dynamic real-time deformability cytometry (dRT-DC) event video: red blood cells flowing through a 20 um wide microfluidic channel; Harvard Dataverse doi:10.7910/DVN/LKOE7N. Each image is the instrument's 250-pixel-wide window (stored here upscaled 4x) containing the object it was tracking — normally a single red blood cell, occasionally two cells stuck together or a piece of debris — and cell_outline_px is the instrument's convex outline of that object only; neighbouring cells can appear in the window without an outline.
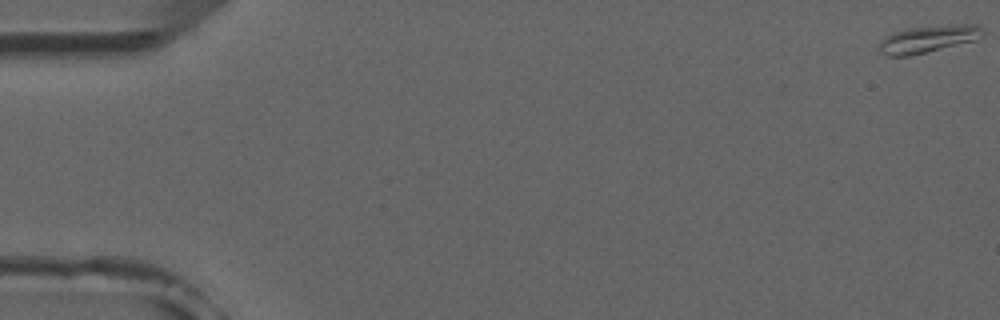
{"species": "common noctule bat (a hibernating species)", "species_latin": "Nyctalus noctula", "temperature_condition": "room temperature", "stored_images_in_passage": 7, "camera_frame_rate_fps": 3000, "um_per_image_px": 0.085, "animal": {"sex": "male", "forearm_length_mm": 52.5}, "frame": {"image": 1, "passage_image": 1, "time_ms": 0.0, "image_size_px": [1000, 320], "cell_outline_px": [[984, 32], [972, 40], [908, 56], [888, 56], [880, 52], [880, 40], [884, 36], [908, 28], [960, 24], [976, 24], [984, 28]], "centroid_in_image_um": [78.84, 3.3], "position_along_channel_um": 6.2, "area_um2": 15.84}}
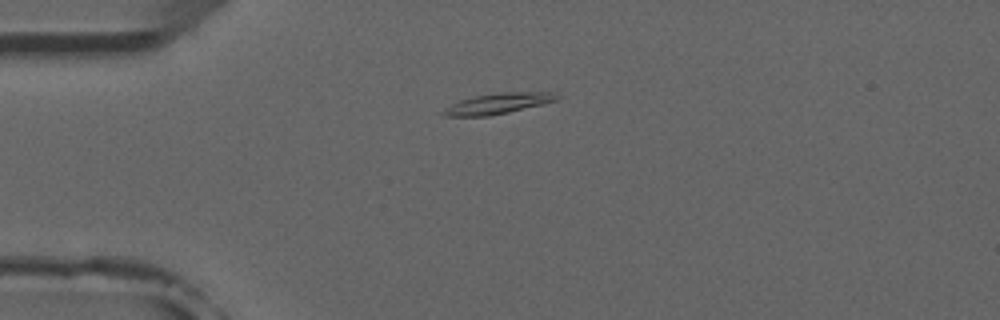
{"frame": {"image": 2, "passage_image": 4, "time_ms": 4.333, "image_size_px": [1000, 320], "cell_outline_px": [[560, 96], [556, 100], [508, 112], [488, 116], [444, 116], [440, 112], [444, 108], [460, 100], [476, 96], [500, 92], [552, 92]], "centroid_in_image_um": [42.28, 8.8], "position_along_channel_um": 42.7, "area_um2": 13.41}}
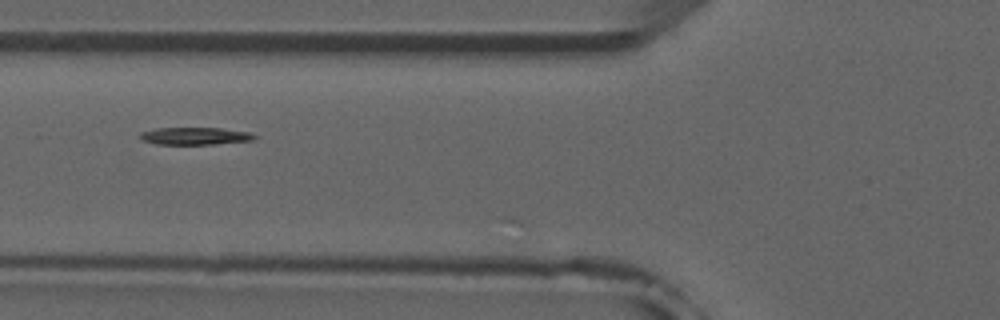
{"frame": {"image": 3, "passage_image": 6, "time_ms": 6.667, "image_size_px": [1000, 320], "cell_outline_px": [[256, 136], [252, 140], [216, 144], [156, 144], [140, 140], [140, 132], [156, 128], [220, 128], [248, 132]], "centroid_in_image_um": [16.52, 11.56], "position_along_channel_um": 109.3, "area_um2": 11.5}}